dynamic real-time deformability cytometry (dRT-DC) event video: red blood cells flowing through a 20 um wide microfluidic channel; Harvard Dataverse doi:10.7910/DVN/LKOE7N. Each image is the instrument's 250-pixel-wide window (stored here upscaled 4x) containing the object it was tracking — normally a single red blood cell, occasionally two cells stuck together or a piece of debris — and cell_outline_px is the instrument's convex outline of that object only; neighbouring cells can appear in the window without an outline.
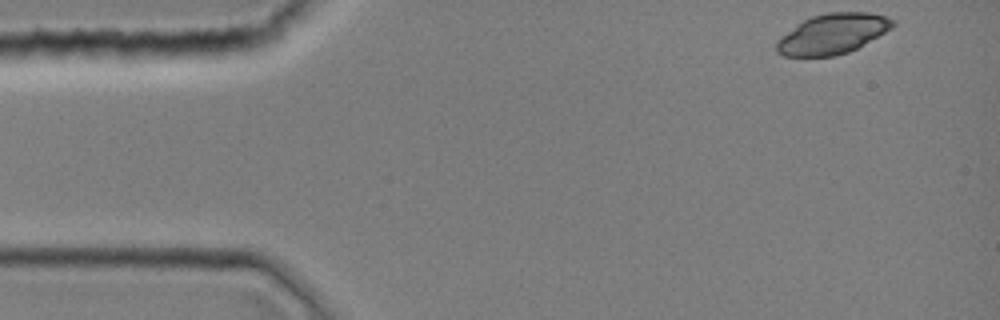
{"species": "common noctule bat (a hibernating species)", "species_latin": "Nyctalus noctula", "temperature_condition": "room temperature", "stored_images_in_passage": 40, "camera_frame_rate_fps": 3000, "um_per_image_px": 0.085, "animal": {"sex": "female", "body_mass_g": 19.0, "forearm_length_mm": 51.5}, "frame": {"image": 1, "passage_image": 1, "time_ms": 0.0, "image_size_px": [1000, 320], "cell_outline_px": [[896, 24], [892, 28], [856, 48], [848, 52], [836, 56], [784, 56], [776, 52], [776, 40], [780, 36], [804, 20], [812, 16], [828, 12], [868, 12], [884, 16], [896, 20]], "centroid_in_image_um": [70.76, 2.87], "position_along_channel_um": 14.2, "area_um2": 27.11}}
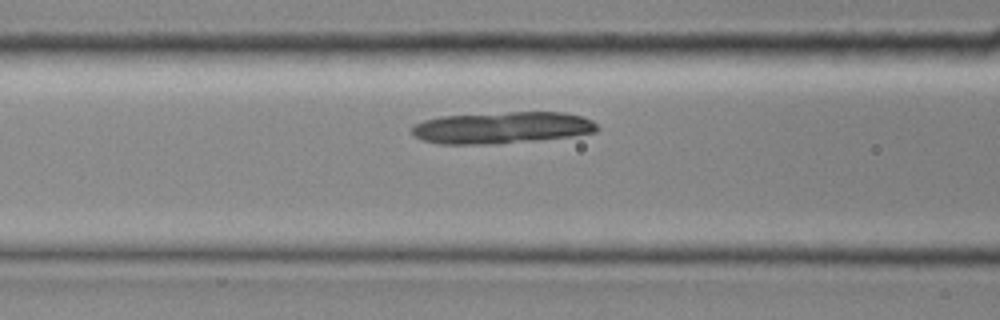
{"frame": {"image": 2, "passage_image": 15, "time_ms": 4.667, "image_size_px": [1000, 320], "cell_outline_px": [[600, 128], [596, 132], [572, 136], [540, 140], [500, 144], [440, 144], [420, 140], [412, 132], [412, 124], [424, 120], [440, 116], [508, 112], [564, 112], [580, 116], [592, 120]], "centroid_in_image_um": [42.66, 10.86], "position_along_channel_um": 123.9, "area_um2": 34.62}}
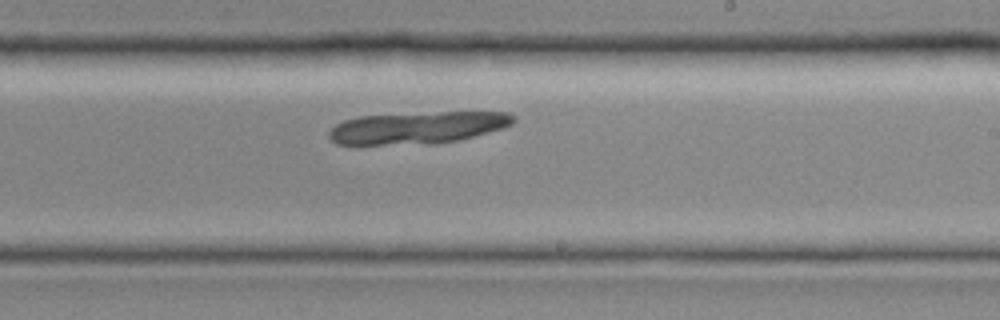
{"frame": {"image": 3, "passage_image": 24, "time_ms": 7.667, "image_size_px": [1000, 320], "cell_outline_px": [[516, 120], [512, 124], [500, 128], [460, 140], [436, 144], [336, 144], [328, 136], [328, 132], [336, 124], [344, 120], [360, 116], [440, 112], [508, 112], [516, 116]], "centroid_in_image_um": [35.5, 10.85], "position_along_channel_um": 253.5, "area_um2": 34.33}}